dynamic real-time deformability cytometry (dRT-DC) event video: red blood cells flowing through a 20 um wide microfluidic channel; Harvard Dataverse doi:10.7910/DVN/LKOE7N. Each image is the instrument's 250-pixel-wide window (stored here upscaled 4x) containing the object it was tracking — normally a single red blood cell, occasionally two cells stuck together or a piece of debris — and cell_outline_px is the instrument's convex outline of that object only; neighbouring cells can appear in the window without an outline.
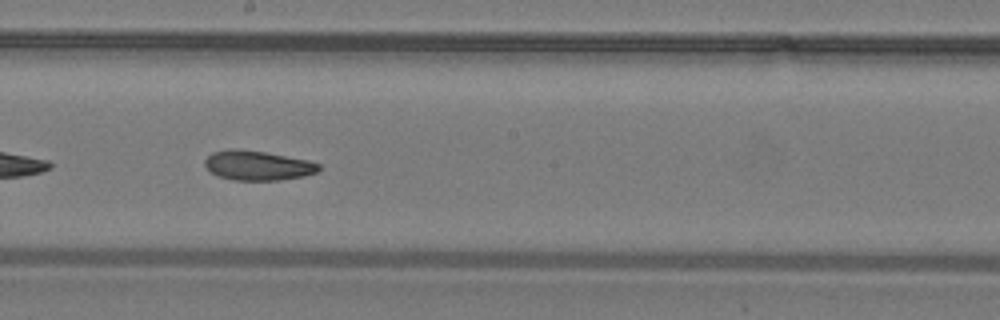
{"species": "common noctule bat (a hibernating species)", "species_latin": "Nyctalus noctula", "temperature_condition": "warm", "stored_images_in_passage": 39, "camera_frame_rate_fps": 3000, "um_per_image_px": 0.085, "animal": {"sex": "male", "body_mass_g": 19.2, "forearm_length_mm": 51.8}, "frame": {"image": 1, "passage_image": 23, "time_ms": 7.333, "image_size_px": [1000, 320], "cell_outline_px": [[320, 168], [316, 172], [304, 176], [280, 180], [232, 180], [216, 176], [204, 164], [204, 160], [212, 152], [232, 148], [236, 148], [264, 152], [308, 160], [320, 164]], "centroid_in_image_um": [21.88, 14.06], "position_along_channel_um": 226.3, "area_um2": 19.65}}
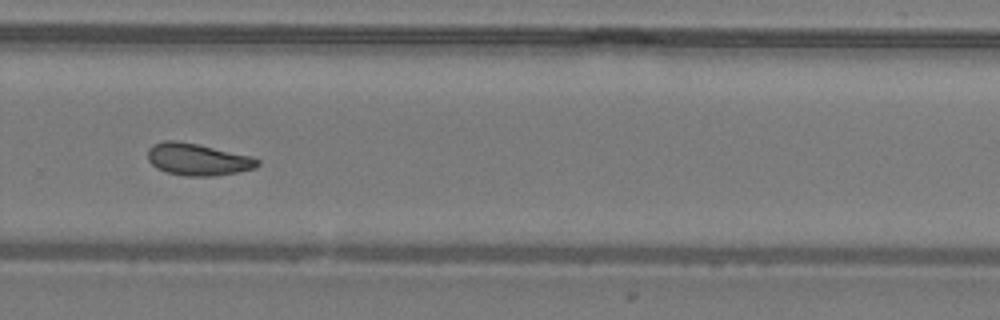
{"frame": {"image": 2, "passage_image": 28, "time_ms": 9.0, "image_size_px": [1000, 320], "cell_outline_px": [[260, 164], [256, 168], [236, 172], [212, 176], [184, 176], [168, 172], [156, 168], [148, 160], [148, 148], [152, 144], [164, 140], [176, 140], [196, 144], [248, 156], [260, 160]], "centroid_in_image_um": [16.75, 13.55], "position_along_channel_um": 313.0, "area_um2": 20.23}}